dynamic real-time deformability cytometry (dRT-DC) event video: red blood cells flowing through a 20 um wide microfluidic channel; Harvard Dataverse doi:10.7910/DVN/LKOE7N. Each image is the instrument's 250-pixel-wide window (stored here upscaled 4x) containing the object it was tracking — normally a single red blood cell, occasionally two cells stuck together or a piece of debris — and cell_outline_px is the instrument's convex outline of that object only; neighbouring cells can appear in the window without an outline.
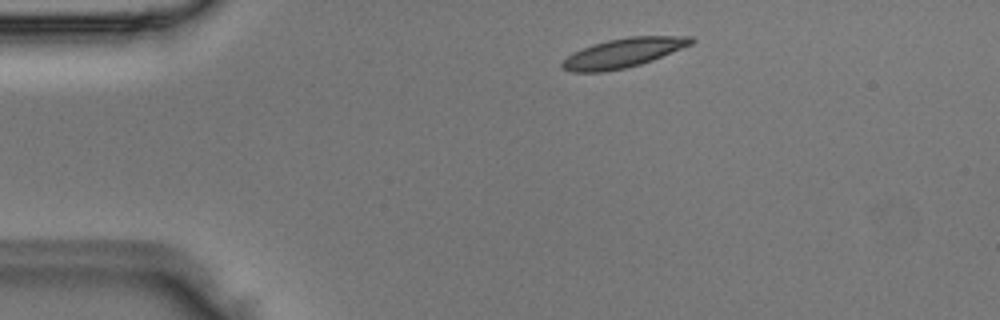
{"species": "Egyptian fruit bat (a non-hibernating species)", "species_latin": "Rousettus aegyptiacus", "temperature_condition": "room temperature", "stored_images_in_passage": 2, "camera_frame_rate_fps": 3000, "um_per_image_px": 0.085, "animal": {"sex": "male"}, "frame": {"image": 1, "passage_image": 1, "time_ms": 0.0, "image_size_px": [1000, 320], "cell_outline_px": [[696, 40], [692, 44], [652, 60], [640, 64], [624, 68], [604, 72], [572, 72], [560, 68], [560, 64], [572, 52], [592, 44], [608, 40], [628, 36], [692, 36]], "centroid_in_image_um": [52.95, 4.49], "position_along_channel_um": 32.0, "area_um2": 22.02}}